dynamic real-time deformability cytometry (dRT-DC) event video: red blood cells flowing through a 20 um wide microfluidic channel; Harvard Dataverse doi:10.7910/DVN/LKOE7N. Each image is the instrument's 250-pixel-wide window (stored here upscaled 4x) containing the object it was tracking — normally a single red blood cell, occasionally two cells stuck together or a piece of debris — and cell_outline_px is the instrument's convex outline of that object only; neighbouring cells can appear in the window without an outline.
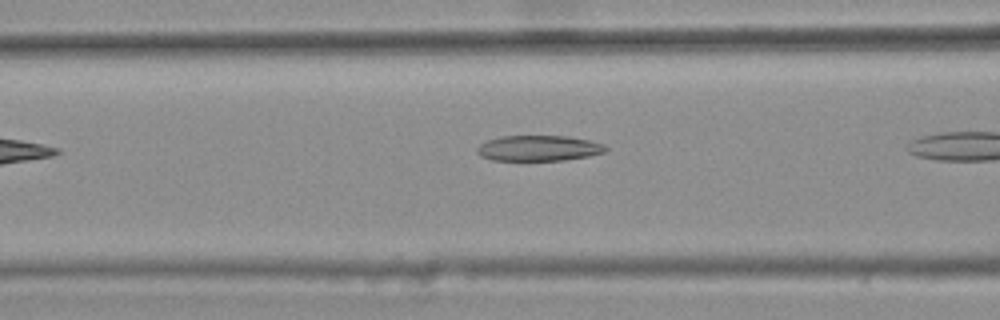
{"species": "common noctule bat (a hibernating species)", "species_latin": "Nyctalus noctula", "temperature_condition": "warm", "stored_images_in_passage": 7, "camera_frame_rate_fps": 3000, "um_per_image_px": 0.085, "animal": {"sex": "female", "body_mass_g": 25.1}, "frame": {"image": 1, "passage_image": 3, "time_ms": 0.667, "image_size_px": [1000, 320], "cell_outline_px": [[608, 148], [604, 152], [588, 156], [564, 160], [492, 160], [480, 156], [476, 152], [476, 148], [480, 144], [488, 140], [500, 136], [568, 136], [588, 140], [604, 144]], "centroid_in_image_um": [45.76, 12.59], "position_along_channel_um": 120.8, "area_um2": 19.13}}
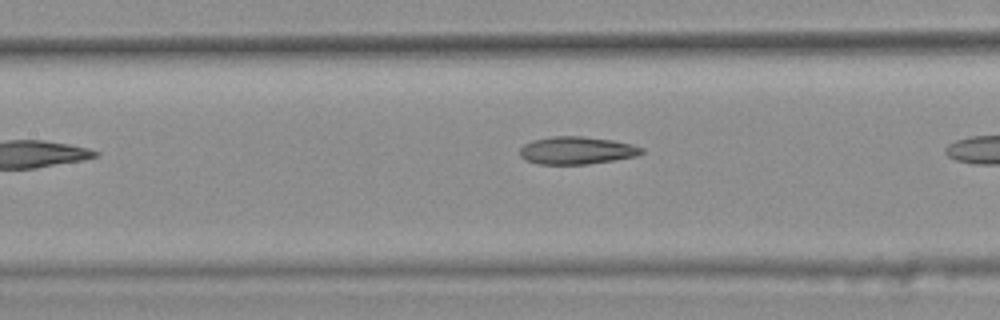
{"frame": {"image": 2, "passage_image": 6, "time_ms": 1.667, "image_size_px": [1000, 320], "cell_outline_px": [[644, 152], [636, 156], [588, 164], [536, 164], [524, 160], [520, 156], [520, 148], [524, 144], [532, 140], [552, 136], [580, 136], [612, 140], [632, 144], [644, 148]], "centroid_in_image_um": [48.99, 12.78], "position_along_channel_um": 158.4, "area_um2": 19.65}}